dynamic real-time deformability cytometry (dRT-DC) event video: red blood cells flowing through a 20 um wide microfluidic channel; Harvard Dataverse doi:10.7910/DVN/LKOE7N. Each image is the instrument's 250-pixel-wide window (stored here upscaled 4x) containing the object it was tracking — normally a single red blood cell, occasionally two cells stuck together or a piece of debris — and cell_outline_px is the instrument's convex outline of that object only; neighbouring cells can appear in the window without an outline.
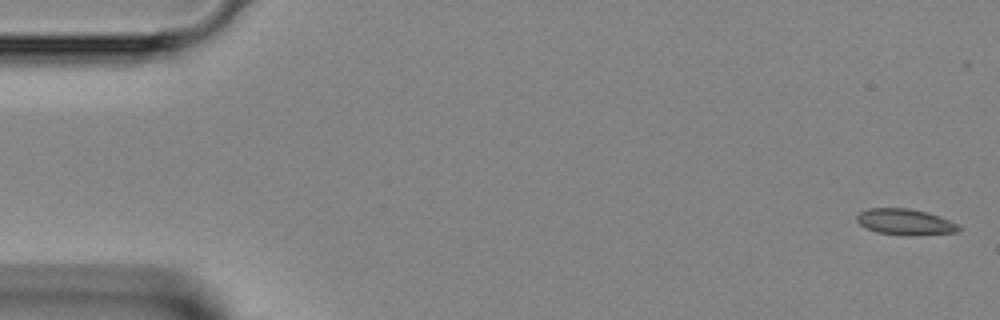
{"species": "Egyptian fruit bat (a non-hibernating species)", "species_latin": "Rousettus aegyptiacus", "temperature_condition": "room temperature", "stored_images_in_passage": 46, "camera_frame_rate_fps": 3000, "um_per_image_px": 0.085, "animal": {"sex": "female"}, "frame": {"image": 1, "passage_image": 1, "time_ms": 0.0, "image_size_px": [1000, 320], "cell_outline_px": [[964, 228], [960, 232], [876, 232], [860, 224], [856, 220], [856, 216], [860, 212], [868, 208], [908, 208], [928, 212], [940, 216]], "centroid_in_image_um": [76.91, 18.79], "position_along_channel_um": 8.1, "area_um2": 14.39}}
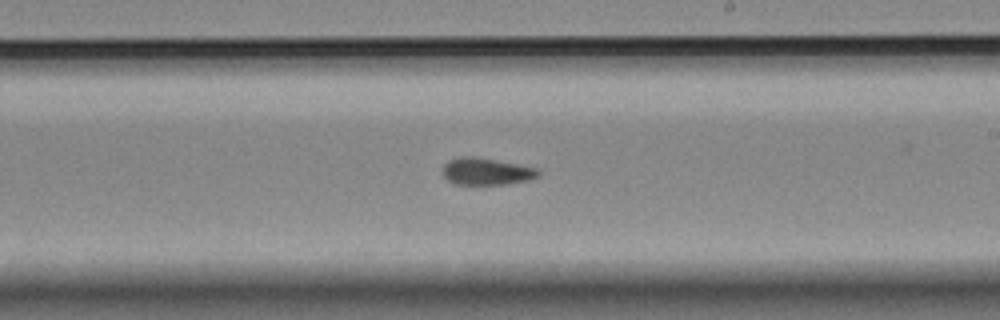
{"frame": {"image": 2, "passage_image": 26, "time_ms": 8.333, "image_size_px": [1000, 320], "cell_outline_px": [[540, 176], [528, 180], [504, 184], [452, 184], [444, 176], [444, 164], [448, 160], [460, 156], [472, 156], [496, 160], [540, 168]], "centroid_in_image_um": [41.37, 14.56], "position_along_channel_um": 247.6, "area_um2": 15.09}}
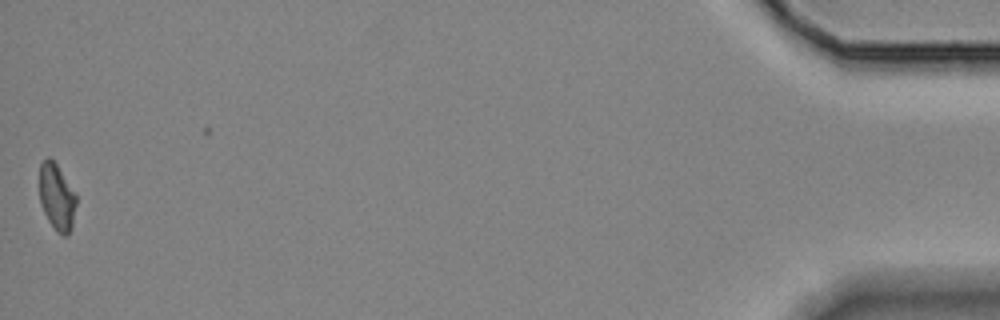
{"frame": {"image": 3, "passage_image": 45, "time_ms": 14.667, "image_size_px": [1000, 320], "cell_outline_px": [[76, 204], [72, 228], [68, 236], [64, 236], [56, 232], [48, 220], [40, 204], [40, 164], [48, 156], [56, 164], [76, 192]], "centroid_in_image_um": [4.84, 16.79], "position_along_channel_um": 430.4, "area_um2": 14.39}}